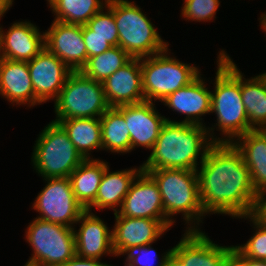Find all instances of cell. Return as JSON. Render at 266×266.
I'll list each match as a JSON object with an SVG mask.
<instances>
[{"mask_svg": "<svg viewBox=\"0 0 266 266\" xmlns=\"http://www.w3.org/2000/svg\"><path fill=\"white\" fill-rule=\"evenodd\" d=\"M199 74L190 84L181 87L168 95L162 102L164 105L186 115L179 123L203 125L201 116L211 113V93ZM201 121V122H200Z\"/></svg>", "mask_w": 266, "mask_h": 266, "instance_id": "ffe728a7", "label": "cell"}, {"mask_svg": "<svg viewBox=\"0 0 266 266\" xmlns=\"http://www.w3.org/2000/svg\"><path fill=\"white\" fill-rule=\"evenodd\" d=\"M184 2L182 16L196 22L213 20L220 5L219 0H184Z\"/></svg>", "mask_w": 266, "mask_h": 266, "instance_id": "1f68e13d", "label": "cell"}, {"mask_svg": "<svg viewBox=\"0 0 266 266\" xmlns=\"http://www.w3.org/2000/svg\"><path fill=\"white\" fill-rule=\"evenodd\" d=\"M156 266H183V264L171 253V249L166 252Z\"/></svg>", "mask_w": 266, "mask_h": 266, "instance_id": "74e56055", "label": "cell"}, {"mask_svg": "<svg viewBox=\"0 0 266 266\" xmlns=\"http://www.w3.org/2000/svg\"><path fill=\"white\" fill-rule=\"evenodd\" d=\"M214 93H211V113L217 115V130L223 132L224 143L254 130L249 125L241 97V71L230 56L221 50L218 55Z\"/></svg>", "mask_w": 266, "mask_h": 266, "instance_id": "3957f363", "label": "cell"}, {"mask_svg": "<svg viewBox=\"0 0 266 266\" xmlns=\"http://www.w3.org/2000/svg\"><path fill=\"white\" fill-rule=\"evenodd\" d=\"M232 144L241 153L250 171L253 188L259 195L266 190V134L262 129L251 130Z\"/></svg>", "mask_w": 266, "mask_h": 266, "instance_id": "7402d4cb", "label": "cell"}, {"mask_svg": "<svg viewBox=\"0 0 266 266\" xmlns=\"http://www.w3.org/2000/svg\"><path fill=\"white\" fill-rule=\"evenodd\" d=\"M127 254L125 266H153L157 258V252L151 244L136 247Z\"/></svg>", "mask_w": 266, "mask_h": 266, "instance_id": "d6a6232c", "label": "cell"}, {"mask_svg": "<svg viewBox=\"0 0 266 266\" xmlns=\"http://www.w3.org/2000/svg\"><path fill=\"white\" fill-rule=\"evenodd\" d=\"M241 97L249 125L254 130L266 126V85L259 76L245 79L241 73Z\"/></svg>", "mask_w": 266, "mask_h": 266, "instance_id": "484cf974", "label": "cell"}, {"mask_svg": "<svg viewBox=\"0 0 266 266\" xmlns=\"http://www.w3.org/2000/svg\"><path fill=\"white\" fill-rule=\"evenodd\" d=\"M102 149L111 152L127 153L131 151V138L123 115L110 107L101 117Z\"/></svg>", "mask_w": 266, "mask_h": 266, "instance_id": "4316f807", "label": "cell"}, {"mask_svg": "<svg viewBox=\"0 0 266 266\" xmlns=\"http://www.w3.org/2000/svg\"><path fill=\"white\" fill-rule=\"evenodd\" d=\"M254 214L266 223V190L258 195L257 206Z\"/></svg>", "mask_w": 266, "mask_h": 266, "instance_id": "8d00e7d4", "label": "cell"}, {"mask_svg": "<svg viewBox=\"0 0 266 266\" xmlns=\"http://www.w3.org/2000/svg\"><path fill=\"white\" fill-rule=\"evenodd\" d=\"M0 95L16 105L42 104L35 97L27 61L0 58Z\"/></svg>", "mask_w": 266, "mask_h": 266, "instance_id": "44dd1931", "label": "cell"}, {"mask_svg": "<svg viewBox=\"0 0 266 266\" xmlns=\"http://www.w3.org/2000/svg\"><path fill=\"white\" fill-rule=\"evenodd\" d=\"M142 171L147 172L158 185L165 218L173 225L175 220L171 219L172 216L182 213L186 223L191 224L186 230H200L196 227L200 221L202 222L201 217L206 213L200 200L197 170L155 169ZM193 222L195 223L192 226ZM196 223L197 225H195Z\"/></svg>", "mask_w": 266, "mask_h": 266, "instance_id": "277c9868", "label": "cell"}, {"mask_svg": "<svg viewBox=\"0 0 266 266\" xmlns=\"http://www.w3.org/2000/svg\"><path fill=\"white\" fill-rule=\"evenodd\" d=\"M260 23H261V26L260 27H262V29L264 30V32H266V13L261 15V17H260Z\"/></svg>", "mask_w": 266, "mask_h": 266, "instance_id": "ab89813d", "label": "cell"}, {"mask_svg": "<svg viewBox=\"0 0 266 266\" xmlns=\"http://www.w3.org/2000/svg\"><path fill=\"white\" fill-rule=\"evenodd\" d=\"M171 253L183 266H231L234 246L213 243L201 230H186Z\"/></svg>", "mask_w": 266, "mask_h": 266, "instance_id": "7c38bea8", "label": "cell"}, {"mask_svg": "<svg viewBox=\"0 0 266 266\" xmlns=\"http://www.w3.org/2000/svg\"><path fill=\"white\" fill-rule=\"evenodd\" d=\"M169 49L140 58L145 101H163L168 95L190 84L201 72L194 65L168 56Z\"/></svg>", "mask_w": 266, "mask_h": 266, "instance_id": "ba28073f", "label": "cell"}, {"mask_svg": "<svg viewBox=\"0 0 266 266\" xmlns=\"http://www.w3.org/2000/svg\"><path fill=\"white\" fill-rule=\"evenodd\" d=\"M264 131V133L266 134V126L262 129Z\"/></svg>", "mask_w": 266, "mask_h": 266, "instance_id": "7bdbcfd3", "label": "cell"}, {"mask_svg": "<svg viewBox=\"0 0 266 266\" xmlns=\"http://www.w3.org/2000/svg\"><path fill=\"white\" fill-rule=\"evenodd\" d=\"M117 213L125 217L159 220L167 229L172 226L165 218L158 185L145 171H141L132 182Z\"/></svg>", "mask_w": 266, "mask_h": 266, "instance_id": "8fae6325", "label": "cell"}, {"mask_svg": "<svg viewBox=\"0 0 266 266\" xmlns=\"http://www.w3.org/2000/svg\"><path fill=\"white\" fill-rule=\"evenodd\" d=\"M261 79H262V81L265 83V85H266V72L265 73H263V74H260V75H258Z\"/></svg>", "mask_w": 266, "mask_h": 266, "instance_id": "b9f144b4", "label": "cell"}, {"mask_svg": "<svg viewBox=\"0 0 266 266\" xmlns=\"http://www.w3.org/2000/svg\"><path fill=\"white\" fill-rule=\"evenodd\" d=\"M61 266H112L106 263H101L100 259L83 258L75 255Z\"/></svg>", "mask_w": 266, "mask_h": 266, "instance_id": "d590c367", "label": "cell"}, {"mask_svg": "<svg viewBox=\"0 0 266 266\" xmlns=\"http://www.w3.org/2000/svg\"><path fill=\"white\" fill-rule=\"evenodd\" d=\"M118 29V46L132 58H144L168 48L141 8L128 0H108Z\"/></svg>", "mask_w": 266, "mask_h": 266, "instance_id": "5b68a950", "label": "cell"}, {"mask_svg": "<svg viewBox=\"0 0 266 266\" xmlns=\"http://www.w3.org/2000/svg\"><path fill=\"white\" fill-rule=\"evenodd\" d=\"M27 63L35 97L41 103L55 100L72 72L71 69L46 48Z\"/></svg>", "mask_w": 266, "mask_h": 266, "instance_id": "5bb4252c", "label": "cell"}, {"mask_svg": "<svg viewBox=\"0 0 266 266\" xmlns=\"http://www.w3.org/2000/svg\"><path fill=\"white\" fill-rule=\"evenodd\" d=\"M154 105L153 102L144 101L115 107L126 121L131 138V151L138 146L152 150L156 143L167 118L161 116Z\"/></svg>", "mask_w": 266, "mask_h": 266, "instance_id": "2e32d148", "label": "cell"}, {"mask_svg": "<svg viewBox=\"0 0 266 266\" xmlns=\"http://www.w3.org/2000/svg\"><path fill=\"white\" fill-rule=\"evenodd\" d=\"M108 162L84 160L69 176L76 200L86 210L94 201Z\"/></svg>", "mask_w": 266, "mask_h": 266, "instance_id": "cb8c5ba5", "label": "cell"}, {"mask_svg": "<svg viewBox=\"0 0 266 266\" xmlns=\"http://www.w3.org/2000/svg\"><path fill=\"white\" fill-rule=\"evenodd\" d=\"M214 129L166 119L151 154L141 165L142 170H198L199 154L201 164L214 143H224L223 138L212 136L210 132Z\"/></svg>", "mask_w": 266, "mask_h": 266, "instance_id": "7a4b0ae2", "label": "cell"}, {"mask_svg": "<svg viewBox=\"0 0 266 266\" xmlns=\"http://www.w3.org/2000/svg\"><path fill=\"white\" fill-rule=\"evenodd\" d=\"M82 36L87 49V60L92 56L102 54L112 47L105 38L98 35H90V28L82 25Z\"/></svg>", "mask_w": 266, "mask_h": 266, "instance_id": "836d02e7", "label": "cell"}, {"mask_svg": "<svg viewBox=\"0 0 266 266\" xmlns=\"http://www.w3.org/2000/svg\"><path fill=\"white\" fill-rule=\"evenodd\" d=\"M47 184L36 197L33 209L37 218L73 228L85 211L76 200L69 177L46 178Z\"/></svg>", "mask_w": 266, "mask_h": 266, "instance_id": "30bf717a", "label": "cell"}, {"mask_svg": "<svg viewBox=\"0 0 266 266\" xmlns=\"http://www.w3.org/2000/svg\"><path fill=\"white\" fill-rule=\"evenodd\" d=\"M107 12L96 13L86 25L90 28V35H98L112 46H118V29L115 23L113 10L106 5Z\"/></svg>", "mask_w": 266, "mask_h": 266, "instance_id": "4dcf8cb0", "label": "cell"}, {"mask_svg": "<svg viewBox=\"0 0 266 266\" xmlns=\"http://www.w3.org/2000/svg\"><path fill=\"white\" fill-rule=\"evenodd\" d=\"M57 123L65 130L85 160L91 159V150L102 149L100 118H70Z\"/></svg>", "mask_w": 266, "mask_h": 266, "instance_id": "d4e9b609", "label": "cell"}, {"mask_svg": "<svg viewBox=\"0 0 266 266\" xmlns=\"http://www.w3.org/2000/svg\"><path fill=\"white\" fill-rule=\"evenodd\" d=\"M24 266H43V265L27 261Z\"/></svg>", "mask_w": 266, "mask_h": 266, "instance_id": "60d3db41", "label": "cell"}, {"mask_svg": "<svg viewBox=\"0 0 266 266\" xmlns=\"http://www.w3.org/2000/svg\"><path fill=\"white\" fill-rule=\"evenodd\" d=\"M79 230L74 228L76 255L83 258L100 259L103 255H114L112 231L98 216L85 210L79 217Z\"/></svg>", "mask_w": 266, "mask_h": 266, "instance_id": "d6986e66", "label": "cell"}, {"mask_svg": "<svg viewBox=\"0 0 266 266\" xmlns=\"http://www.w3.org/2000/svg\"><path fill=\"white\" fill-rule=\"evenodd\" d=\"M114 215L112 247L117 257L136 247L154 243L168 230L159 220L125 217L117 212Z\"/></svg>", "mask_w": 266, "mask_h": 266, "instance_id": "9a60e30c", "label": "cell"}, {"mask_svg": "<svg viewBox=\"0 0 266 266\" xmlns=\"http://www.w3.org/2000/svg\"><path fill=\"white\" fill-rule=\"evenodd\" d=\"M138 168L110 172L108 166L103 173L95 201L86 210L91 212L93 207L109 208L116 213L118 211L116 207H121L132 182L142 171V166Z\"/></svg>", "mask_w": 266, "mask_h": 266, "instance_id": "603a6c76", "label": "cell"}, {"mask_svg": "<svg viewBox=\"0 0 266 266\" xmlns=\"http://www.w3.org/2000/svg\"><path fill=\"white\" fill-rule=\"evenodd\" d=\"M198 169L200 200L206 214L241 217L255 212L258 194L241 153L232 143H214Z\"/></svg>", "mask_w": 266, "mask_h": 266, "instance_id": "6da1fadb", "label": "cell"}, {"mask_svg": "<svg viewBox=\"0 0 266 266\" xmlns=\"http://www.w3.org/2000/svg\"><path fill=\"white\" fill-rule=\"evenodd\" d=\"M131 59L132 57L120 46H112L102 54L88 58L87 63L80 71L85 76L103 83Z\"/></svg>", "mask_w": 266, "mask_h": 266, "instance_id": "f1b7e54d", "label": "cell"}, {"mask_svg": "<svg viewBox=\"0 0 266 266\" xmlns=\"http://www.w3.org/2000/svg\"><path fill=\"white\" fill-rule=\"evenodd\" d=\"M13 0H0V18L11 8Z\"/></svg>", "mask_w": 266, "mask_h": 266, "instance_id": "f35d334b", "label": "cell"}, {"mask_svg": "<svg viewBox=\"0 0 266 266\" xmlns=\"http://www.w3.org/2000/svg\"><path fill=\"white\" fill-rule=\"evenodd\" d=\"M47 1L55 14L54 20L67 24L85 25L96 13L106 8L108 0Z\"/></svg>", "mask_w": 266, "mask_h": 266, "instance_id": "83f0119b", "label": "cell"}, {"mask_svg": "<svg viewBox=\"0 0 266 266\" xmlns=\"http://www.w3.org/2000/svg\"><path fill=\"white\" fill-rule=\"evenodd\" d=\"M32 154V164L44 179L69 177L85 160L65 130L53 121L39 134Z\"/></svg>", "mask_w": 266, "mask_h": 266, "instance_id": "8992f818", "label": "cell"}, {"mask_svg": "<svg viewBox=\"0 0 266 266\" xmlns=\"http://www.w3.org/2000/svg\"><path fill=\"white\" fill-rule=\"evenodd\" d=\"M0 27V58L30 61L44 48V32L31 22H16L5 33Z\"/></svg>", "mask_w": 266, "mask_h": 266, "instance_id": "ac0fdd59", "label": "cell"}, {"mask_svg": "<svg viewBox=\"0 0 266 266\" xmlns=\"http://www.w3.org/2000/svg\"><path fill=\"white\" fill-rule=\"evenodd\" d=\"M238 218H249V221H252L256 232L246 242V244L242 246H234V248L243 257L266 261V223L259 219L254 213L248 216H241Z\"/></svg>", "mask_w": 266, "mask_h": 266, "instance_id": "f546056e", "label": "cell"}, {"mask_svg": "<svg viewBox=\"0 0 266 266\" xmlns=\"http://www.w3.org/2000/svg\"><path fill=\"white\" fill-rule=\"evenodd\" d=\"M25 236L33 250L30 262L61 266L76 255L74 228L35 218Z\"/></svg>", "mask_w": 266, "mask_h": 266, "instance_id": "9c48e42d", "label": "cell"}, {"mask_svg": "<svg viewBox=\"0 0 266 266\" xmlns=\"http://www.w3.org/2000/svg\"><path fill=\"white\" fill-rule=\"evenodd\" d=\"M45 48L64 62L71 71H80L87 63L82 25L54 20L44 32Z\"/></svg>", "mask_w": 266, "mask_h": 266, "instance_id": "4fadbf2b", "label": "cell"}, {"mask_svg": "<svg viewBox=\"0 0 266 266\" xmlns=\"http://www.w3.org/2000/svg\"><path fill=\"white\" fill-rule=\"evenodd\" d=\"M55 101L56 119L100 118L110 107L106 101L103 84L72 71Z\"/></svg>", "mask_w": 266, "mask_h": 266, "instance_id": "52a82bcc", "label": "cell"}, {"mask_svg": "<svg viewBox=\"0 0 266 266\" xmlns=\"http://www.w3.org/2000/svg\"><path fill=\"white\" fill-rule=\"evenodd\" d=\"M231 266H266V261L243 257L235 248H233L231 254Z\"/></svg>", "mask_w": 266, "mask_h": 266, "instance_id": "e575fe53", "label": "cell"}, {"mask_svg": "<svg viewBox=\"0 0 266 266\" xmlns=\"http://www.w3.org/2000/svg\"><path fill=\"white\" fill-rule=\"evenodd\" d=\"M109 107L137 104L145 101L140 58H132L111 74L103 83Z\"/></svg>", "mask_w": 266, "mask_h": 266, "instance_id": "e0dca14e", "label": "cell"}]
</instances>
